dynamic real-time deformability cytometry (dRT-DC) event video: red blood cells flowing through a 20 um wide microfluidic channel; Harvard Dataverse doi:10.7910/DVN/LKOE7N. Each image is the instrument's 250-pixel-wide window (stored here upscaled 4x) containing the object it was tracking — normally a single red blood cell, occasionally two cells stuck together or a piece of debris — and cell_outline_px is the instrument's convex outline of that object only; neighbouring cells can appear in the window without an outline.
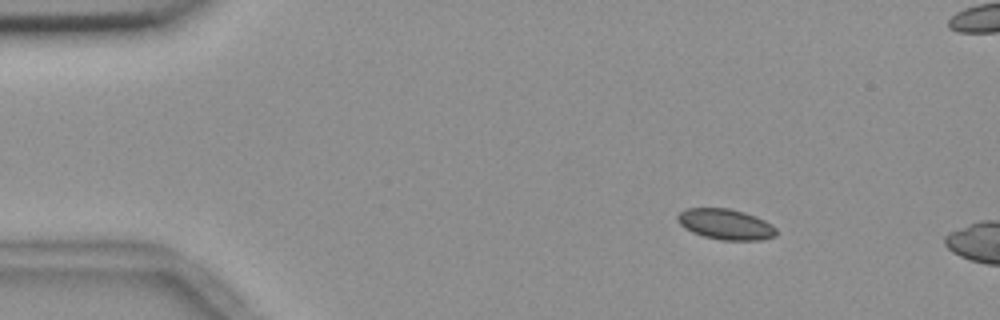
{"species": "common noctule bat (a hibernating species)", "species_latin": "Nyctalus noctula", "temperature_condition": "room temperature", "stored_images_in_passage": 13, "camera_frame_rate_fps": 3000, "um_per_image_px": 0.085, "animal": {"sex": "female", "body_mass_g": 18.4}, "frame": {"image": 1, "passage_image": 8, "time_ms": 2.333, "image_size_px": [1000, 320], "cell_outline_px": [[776, 236], [764, 240], [720, 240], [704, 236], [692, 232], [684, 228], [676, 220], [676, 216], [680, 212], [688, 208], [728, 208], [744, 212], [756, 216], [772, 224], [776, 228]], "centroid_in_image_um": [61.68, 19.06], "position_along_channel_um": 23.3, "area_um2": 17.74}}